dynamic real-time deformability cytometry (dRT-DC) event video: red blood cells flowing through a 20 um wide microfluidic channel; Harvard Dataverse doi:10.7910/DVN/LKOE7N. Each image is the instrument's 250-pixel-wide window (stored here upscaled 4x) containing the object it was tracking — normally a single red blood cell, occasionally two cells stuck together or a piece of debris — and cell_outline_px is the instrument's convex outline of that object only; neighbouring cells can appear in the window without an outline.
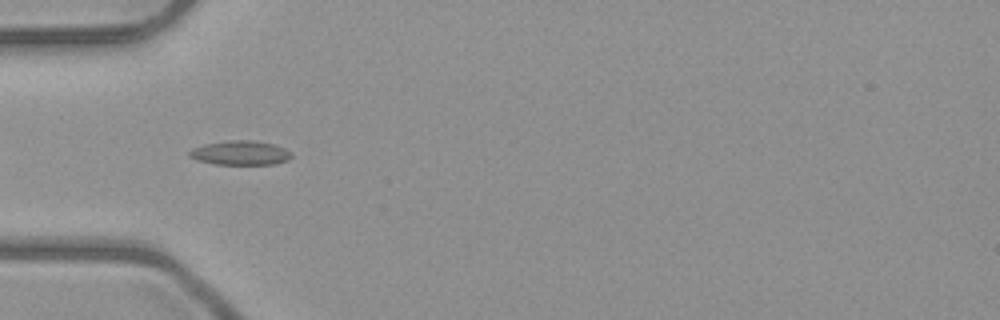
{"species": "common noctule bat (a hibernating species)", "species_latin": "Nyctalus noctula", "temperature_condition": "room temperature", "stored_images_in_passage": 3, "camera_frame_rate_fps": 3000, "um_per_image_px": 0.085, "animal": {"sex": "male", "body_mass_g": 23.1, "forearm_length_mm": 52.7}, "frame": {"image": 1, "passage_image": 1, "time_ms": 0.0, "image_size_px": [1000, 320], "cell_outline_px": [[292, 156], [288, 160], [272, 164], [212, 164], [196, 160], [188, 156], [188, 152], [192, 148], [204, 144], [228, 140], [252, 140], [276, 144], [292, 152]], "centroid_in_image_um": [20.41, 12.99], "position_along_channel_um": 64.6, "area_um2": 14.62}}
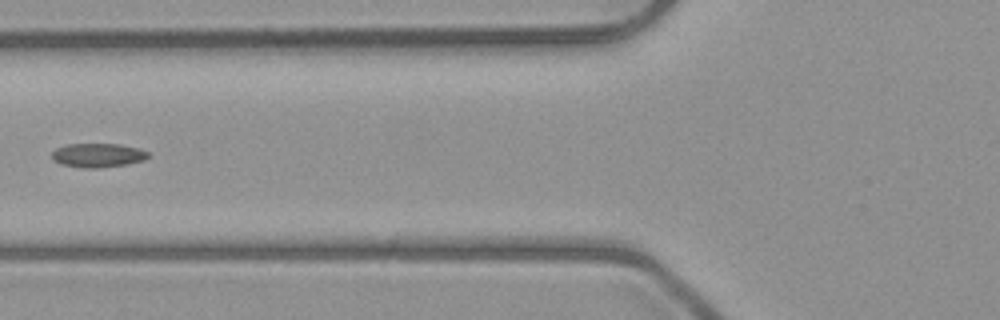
{"frame": {"image": 2, "passage_image": 2, "time_ms": 1.333, "image_size_px": [1000, 320], "cell_outline_px": [[152, 156], [144, 160], [128, 164], [96, 168], [84, 168], [60, 164], [52, 160], [52, 152], [56, 148], [68, 144], [120, 144], [140, 148], [148, 152]], "centroid_in_image_um": [8.34, 13.2], "position_along_channel_um": 117.5, "area_um2": 13.64}}
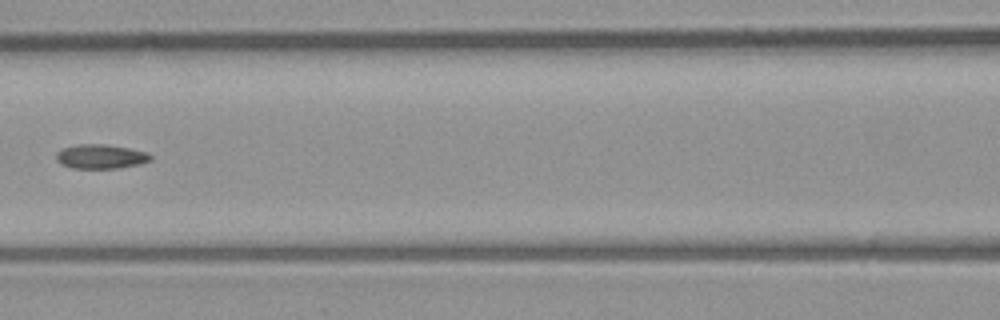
{"frame": {"image": 3, "passage_image": 3, "time_ms": 2.333, "image_size_px": [1000, 320], "cell_outline_px": [[152, 160], [140, 164], [116, 168], [72, 168], [60, 164], [56, 160], [56, 152], [64, 148], [80, 144], [104, 144], [128, 148], [148, 152], [152, 156]], "centroid_in_image_um": [8.57, 13.31], "position_along_channel_um": 158.0, "area_um2": 13.35}}